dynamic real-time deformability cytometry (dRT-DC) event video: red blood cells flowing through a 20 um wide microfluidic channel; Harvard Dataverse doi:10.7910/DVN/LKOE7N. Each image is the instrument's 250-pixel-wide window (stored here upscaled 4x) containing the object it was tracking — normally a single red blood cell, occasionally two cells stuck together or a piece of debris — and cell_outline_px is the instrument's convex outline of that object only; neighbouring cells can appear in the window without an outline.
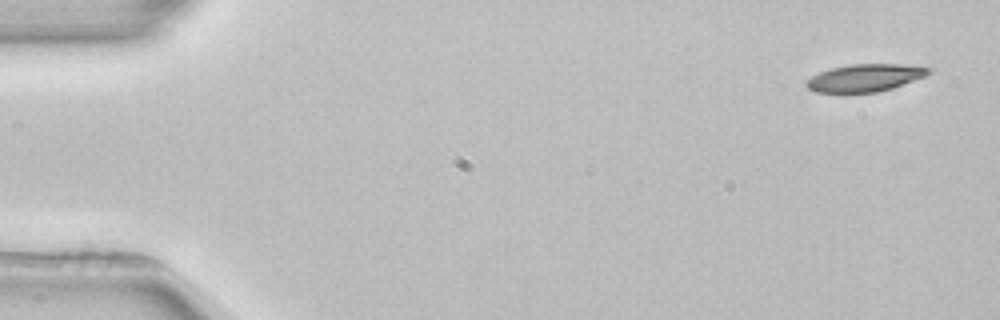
{"species": "common noctule bat (a hibernating species)", "species_latin": "Nyctalus noctula", "temperature_condition": "room temperature", "stored_images_in_passage": 3, "camera_frame_rate_fps": 3000, "um_per_image_px": 0.085, "animal": {"sex": "female", "body_mass_g": 22.7, "forearm_length_mm": 54.2}, "frame": {"image": 1, "passage_image": 1, "time_ms": 0.0, "image_size_px": [1000, 320], "cell_outline_px": [[932, 72], [924, 76], [892, 88], [876, 92], [844, 96], [816, 92], [808, 88], [804, 84], [812, 76], [820, 72], [832, 68], [852, 64], [896, 64], [932, 68]], "centroid_in_image_um": [73.44, 6.67], "position_along_channel_um": 11.6, "area_um2": 20.06}}